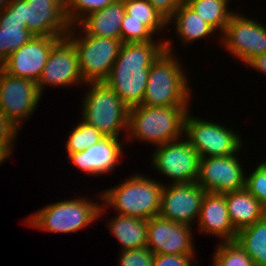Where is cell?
<instances>
[{
	"mask_svg": "<svg viewBox=\"0 0 266 266\" xmlns=\"http://www.w3.org/2000/svg\"><path fill=\"white\" fill-rule=\"evenodd\" d=\"M165 50V40L122 43L118 57L104 81L128 107L142 104L150 66Z\"/></svg>",
	"mask_w": 266,
	"mask_h": 266,
	"instance_id": "6da1fadb",
	"label": "cell"
},
{
	"mask_svg": "<svg viewBox=\"0 0 266 266\" xmlns=\"http://www.w3.org/2000/svg\"><path fill=\"white\" fill-rule=\"evenodd\" d=\"M172 42L165 40V50L150 66L142 105L155 107L189 106L191 89L181 67L180 59L173 54Z\"/></svg>",
	"mask_w": 266,
	"mask_h": 266,
	"instance_id": "7a4b0ae2",
	"label": "cell"
},
{
	"mask_svg": "<svg viewBox=\"0 0 266 266\" xmlns=\"http://www.w3.org/2000/svg\"><path fill=\"white\" fill-rule=\"evenodd\" d=\"M190 106L155 107L137 105L129 108L127 141L151 142L160 146L184 137L185 120Z\"/></svg>",
	"mask_w": 266,
	"mask_h": 266,
	"instance_id": "3957f363",
	"label": "cell"
},
{
	"mask_svg": "<svg viewBox=\"0 0 266 266\" xmlns=\"http://www.w3.org/2000/svg\"><path fill=\"white\" fill-rule=\"evenodd\" d=\"M121 183L100 193L104 203L99 216L105 213L107 206L114 208L119 215L146 220L159 214L163 183L139 173Z\"/></svg>",
	"mask_w": 266,
	"mask_h": 266,
	"instance_id": "277c9868",
	"label": "cell"
},
{
	"mask_svg": "<svg viewBox=\"0 0 266 266\" xmlns=\"http://www.w3.org/2000/svg\"><path fill=\"white\" fill-rule=\"evenodd\" d=\"M88 86L82 101V120L94 126L105 137L120 138L128 132L129 108L105 82L85 83Z\"/></svg>",
	"mask_w": 266,
	"mask_h": 266,
	"instance_id": "5b68a950",
	"label": "cell"
},
{
	"mask_svg": "<svg viewBox=\"0 0 266 266\" xmlns=\"http://www.w3.org/2000/svg\"><path fill=\"white\" fill-rule=\"evenodd\" d=\"M101 205L84 197L65 199L33 212L25 222L47 232L72 233L97 221Z\"/></svg>",
	"mask_w": 266,
	"mask_h": 266,
	"instance_id": "8992f818",
	"label": "cell"
},
{
	"mask_svg": "<svg viewBox=\"0 0 266 266\" xmlns=\"http://www.w3.org/2000/svg\"><path fill=\"white\" fill-rule=\"evenodd\" d=\"M75 31L77 26H71L67 37L77 51L84 83L104 82L118 57L122 41L83 32L76 36Z\"/></svg>",
	"mask_w": 266,
	"mask_h": 266,
	"instance_id": "52a82bcc",
	"label": "cell"
},
{
	"mask_svg": "<svg viewBox=\"0 0 266 266\" xmlns=\"http://www.w3.org/2000/svg\"><path fill=\"white\" fill-rule=\"evenodd\" d=\"M190 113L186 116L184 136L200 158L233 155L243 149L244 142L237 132Z\"/></svg>",
	"mask_w": 266,
	"mask_h": 266,
	"instance_id": "ba28073f",
	"label": "cell"
},
{
	"mask_svg": "<svg viewBox=\"0 0 266 266\" xmlns=\"http://www.w3.org/2000/svg\"><path fill=\"white\" fill-rule=\"evenodd\" d=\"M18 17L34 36L67 37L71 25L65 14L64 0H11Z\"/></svg>",
	"mask_w": 266,
	"mask_h": 266,
	"instance_id": "9c48e42d",
	"label": "cell"
},
{
	"mask_svg": "<svg viewBox=\"0 0 266 266\" xmlns=\"http://www.w3.org/2000/svg\"><path fill=\"white\" fill-rule=\"evenodd\" d=\"M151 156L155 170L169 178L170 184L196 182L200 157L184 137L157 146Z\"/></svg>",
	"mask_w": 266,
	"mask_h": 266,
	"instance_id": "30bf717a",
	"label": "cell"
},
{
	"mask_svg": "<svg viewBox=\"0 0 266 266\" xmlns=\"http://www.w3.org/2000/svg\"><path fill=\"white\" fill-rule=\"evenodd\" d=\"M219 41L233 57L247 64L253 57L266 53V26L235 12Z\"/></svg>",
	"mask_w": 266,
	"mask_h": 266,
	"instance_id": "8fae6325",
	"label": "cell"
},
{
	"mask_svg": "<svg viewBox=\"0 0 266 266\" xmlns=\"http://www.w3.org/2000/svg\"><path fill=\"white\" fill-rule=\"evenodd\" d=\"M41 96L36 82L10 76L0 68V111L19 130L36 110Z\"/></svg>",
	"mask_w": 266,
	"mask_h": 266,
	"instance_id": "7c38bea8",
	"label": "cell"
},
{
	"mask_svg": "<svg viewBox=\"0 0 266 266\" xmlns=\"http://www.w3.org/2000/svg\"><path fill=\"white\" fill-rule=\"evenodd\" d=\"M237 154L200 158L196 182L212 193L224 194L245 188L246 173Z\"/></svg>",
	"mask_w": 266,
	"mask_h": 266,
	"instance_id": "4fadbf2b",
	"label": "cell"
},
{
	"mask_svg": "<svg viewBox=\"0 0 266 266\" xmlns=\"http://www.w3.org/2000/svg\"><path fill=\"white\" fill-rule=\"evenodd\" d=\"M85 84L80 68L78 54L73 42L62 37L52 48L43 68L37 86L41 95L46 86L68 87Z\"/></svg>",
	"mask_w": 266,
	"mask_h": 266,
	"instance_id": "5bb4252c",
	"label": "cell"
},
{
	"mask_svg": "<svg viewBox=\"0 0 266 266\" xmlns=\"http://www.w3.org/2000/svg\"><path fill=\"white\" fill-rule=\"evenodd\" d=\"M165 185L158 215L191 226L199 218L206 191L197 182Z\"/></svg>",
	"mask_w": 266,
	"mask_h": 266,
	"instance_id": "9a60e30c",
	"label": "cell"
},
{
	"mask_svg": "<svg viewBox=\"0 0 266 266\" xmlns=\"http://www.w3.org/2000/svg\"><path fill=\"white\" fill-rule=\"evenodd\" d=\"M147 248L155 255H195L192 226L159 215L147 220Z\"/></svg>",
	"mask_w": 266,
	"mask_h": 266,
	"instance_id": "2e32d148",
	"label": "cell"
},
{
	"mask_svg": "<svg viewBox=\"0 0 266 266\" xmlns=\"http://www.w3.org/2000/svg\"><path fill=\"white\" fill-rule=\"evenodd\" d=\"M60 39V37L34 36L28 43L10 53L0 68L10 76L26 78L37 83L51 48Z\"/></svg>",
	"mask_w": 266,
	"mask_h": 266,
	"instance_id": "e0dca14e",
	"label": "cell"
},
{
	"mask_svg": "<svg viewBox=\"0 0 266 266\" xmlns=\"http://www.w3.org/2000/svg\"><path fill=\"white\" fill-rule=\"evenodd\" d=\"M123 144L119 138L104 137L84 151L68 153V161L88 175L104 176L119 164Z\"/></svg>",
	"mask_w": 266,
	"mask_h": 266,
	"instance_id": "ac0fdd59",
	"label": "cell"
},
{
	"mask_svg": "<svg viewBox=\"0 0 266 266\" xmlns=\"http://www.w3.org/2000/svg\"><path fill=\"white\" fill-rule=\"evenodd\" d=\"M196 221L200 233L215 235L221 241L236 239L237 231L229 218L225 193L206 192Z\"/></svg>",
	"mask_w": 266,
	"mask_h": 266,
	"instance_id": "d6986e66",
	"label": "cell"
},
{
	"mask_svg": "<svg viewBox=\"0 0 266 266\" xmlns=\"http://www.w3.org/2000/svg\"><path fill=\"white\" fill-rule=\"evenodd\" d=\"M125 15L123 0H116L102 10L84 17L76 26L86 35L121 40V23Z\"/></svg>",
	"mask_w": 266,
	"mask_h": 266,
	"instance_id": "ffe728a7",
	"label": "cell"
},
{
	"mask_svg": "<svg viewBox=\"0 0 266 266\" xmlns=\"http://www.w3.org/2000/svg\"><path fill=\"white\" fill-rule=\"evenodd\" d=\"M33 37L26 23L18 17V8L6 6L0 9V67L7 61L10 53L18 50Z\"/></svg>",
	"mask_w": 266,
	"mask_h": 266,
	"instance_id": "44dd1931",
	"label": "cell"
},
{
	"mask_svg": "<svg viewBox=\"0 0 266 266\" xmlns=\"http://www.w3.org/2000/svg\"><path fill=\"white\" fill-rule=\"evenodd\" d=\"M228 214L238 232L266 215V208L246 188L225 193Z\"/></svg>",
	"mask_w": 266,
	"mask_h": 266,
	"instance_id": "7402d4cb",
	"label": "cell"
},
{
	"mask_svg": "<svg viewBox=\"0 0 266 266\" xmlns=\"http://www.w3.org/2000/svg\"><path fill=\"white\" fill-rule=\"evenodd\" d=\"M111 234L121 243L122 249L134 250L147 247L148 226L146 219L117 214L106 225Z\"/></svg>",
	"mask_w": 266,
	"mask_h": 266,
	"instance_id": "603a6c76",
	"label": "cell"
},
{
	"mask_svg": "<svg viewBox=\"0 0 266 266\" xmlns=\"http://www.w3.org/2000/svg\"><path fill=\"white\" fill-rule=\"evenodd\" d=\"M172 21V22H171ZM175 26L177 37L180 43L192 44L193 41H200L217 32L203 18L200 17L185 2L175 11L173 16L168 20L167 26Z\"/></svg>",
	"mask_w": 266,
	"mask_h": 266,
	"instance_id": "cb8c5ba5",
	"label": "cell"
},
{
	"mask_svg": "<svg viewBox=\"0 0 266 266\" xmlns=\"http://www.w3.org/2000/svg\"><path fill=\"white\" fill-rule=\"evenodd\" d=\"M235 240L255 266H266V215L253 225L238 231Z\"/></svg>",
	"mask_w": 266,
	"mask_h": 266,
	"instance_id": "d4e9b609",
	"label": "cell"
},
{
	"mask_svg": "<svg viewBox=\"0 0 266 266\" xmlns=\"http://www.w3.org/2000/svg\"><path fill=\"white\" fill-rule=\"evenodd\" d=\"M184 2L216 31L219 30L220 35L235 13L228 9L230 0H185Z\"/></svg>",
	"mask_w": 266,
	"mask_h": 266,
	"instance_id": "484cf974",
	"label": "cell"
},
{
	"mask_svg": "<svg viewBox=\"0 0 266 266\" xmlns=\"http://www.w3.org/2000/svg\"><path fill=\"white\" fill-rule=\"evenodd\" d=\"M128 19L142 20L154 34L165 31L167 22L148 0H123Z\"/></svg>",
	"mask_w": 266,
	"mask_h": 266,
	"instance_id": "4316f807",
	"label": "cell"
},
{
	"mask_svg": "<svg viewBox=\"0 0 266 266\" xmlns=\"http://www.w3.org/2000/svg\"><path fill=\"white\" fill-rule=\"evenodd\" d=\"M212 256V266H255L236 240L219 242Z\"/></svg>",
	"mask_w": 266,
	"mask_h": 266,
	"instance_id": "83f0119b",
	"label": "cell"
},
{
	"mask_svg": "<svg viewBox=\"0 0 266 266\" xmlns=\"http://www.w3.org/2000/svg\"><path fill=\"white\" fill-rule=\"evenodd\" d=\"M69 134L70 136L65 144L68 153L84 151L105 137L94 126L84 120H81Z\"/></svg>",
	"mask_w": 266,
	"mask_h": 266,
	"instance_id": "f1b7e54d",
	"label": "cell"
},
{
	"mask_svg": "<svg viewBox=\"0 0 266 266\" xmlns=\"http://www.w3.org/2000/svg\"><path fill=\"white\" fill-rule=\"evenodd\" d=\"M116 0H64L65 14L71 26H76L84 17L102 10Z\"/></svg>",
	"mask_w": 266,
	"mask_h": 266,
	"instance_id": "f546056e",
	"label": "cell"
},
{
	"mask_svg": "<svg viewBox=\"0 0 266 266\" xmlns=\"http://www.w3.org/2000/svg\"><path fill=\"white\" fill-rule=\"evenodd\" d=\"M121 41L122 43H136L156 41L155 34L144 24L142 20L128 19L125 13L121 23Z\"/></svg>",
	"mask_w": 266,
	"mask_h": 266,
	"instance_id": "4dcf8cb0",
	"label": "cell"
},
{
	"mask_svg": "<svg viewBox=\"0 0 266 266\" xmlns=\"http://www.w3.org/2000/svg\"><path fill=\"white\" fill-rule=\"evenodd\" d=\"M246 175V190L266 208V166L259 162L253 173Z\"/></svg>",
	"mask_w": 266,
	"mask_h": 266,
	"instance_id": "1f68e13d",
	"label": "cell"
},
{
	"mask_svg": "<svg viewBox=\"0 0 266 266\" xmlns=\"http://www.w3.org/2000/svg\"><path fill=\"white\" fill-rule=\"evenodd\" d=\"M155 254L147 247L124 250L120 253L119 266H153Z\"/></svg>",
	"mask_w": 266,
	"mask_h": 266,
	"instance_id": "d6a6232c",
	"label": "cell"
},
{
	"mask_svg": "<svg viewBox=\"0 0 266 266\" xmlns=\"http://www.w3.org/2000/svg\"><path fill=\"white\" fill-rule=\"evenodd\" d=\"M194 255H155L153 266H197Z\"/></svg>",
	"mask_w": 266,
	"mask_h": 266,
	"instance_id": "836d02e7",
	"label": "cell"
},
{
	"mask_svg": "<svg viewBox=\"0 0 266 266\" xmlns=\"http://www.w3.org/2000/svg\"><path fill=\"white\" fill-rule=\"evenodd\" d=\"M18 131L19 128L0 111V144H8L14 150Z\"/></svg>",
	"mask_w": 266,
	"mask_h": 266,
	"instance_id": "e575fe53",
	"label": "cell"
},
{
	"mask_svg": "<svg viewBox=\"0 0 266 266\" xmlns=\"http://www.w3.org/2000/svg\"><path fill=\"white\" fill-rule=\"evenodd\" d=\"M155 10L168 22L185 0H148Z\"/></svg>",
	"mask_w": 266,
	"mask_h": 266,
	"instance_id": "d590c367",
	"label": "cell"
},
{
	"mask_svg": "<svg viewBox=\"0 0 266 266\" xmlns=\"http://www.w3.org/2000/svg\"><path fill=\"white\" fill-rule=\"evenodd\" d=\"M245 66L266 74V53L253 57Z\"/></svg>",
	"mask_w": 266,
	"mask_h": 266,
	"instance_id": "8d00e7d4",
	"label": "cell"
},
{
	"mask_svg": "<svg viewBox=\"0 0 266 266\" xmlns=\"http://www.w3.org/2000/svg\"><path fill=\"white\" fill-rule=\"evenodd\" d=\"M13 149L8 144H0V165L3 164L4 160L10 158Z\"/></svg>",
	"mask_w": 266,
	"mask_h": 266,
	"instance_id": "74e56055",
	"label": "cell"
},
{
	"mask_svg": "<svg viewBox=\"0 0 266 266\" xmlns=\"http://www.w3.org/2000/svg\"><path fill=\"white\" fill-rule=\"evenodd\" d=\"M11 0H0V9H3L4 7H6Z\"/></svg>",
	"mask_w": 266,
	"mask_h": 266,
	"instance_id": "f35d334b",
	"label": "cell"
},
{
	"mask_svg": "<svg viewBox=\"0 0 266 266\" xmlns=\"http://www.w3.org/2000/svg\"><path fill=\"white\" fill-rule=\"evenodd\" d=\"M262 163L266 166V158H265V161H262Z\"/></svg>",
	"mask_w": 266,
	"mask_h": 266,
	"instance_id": "ab89813d",
	"label": "cell"
}]
</instances>
